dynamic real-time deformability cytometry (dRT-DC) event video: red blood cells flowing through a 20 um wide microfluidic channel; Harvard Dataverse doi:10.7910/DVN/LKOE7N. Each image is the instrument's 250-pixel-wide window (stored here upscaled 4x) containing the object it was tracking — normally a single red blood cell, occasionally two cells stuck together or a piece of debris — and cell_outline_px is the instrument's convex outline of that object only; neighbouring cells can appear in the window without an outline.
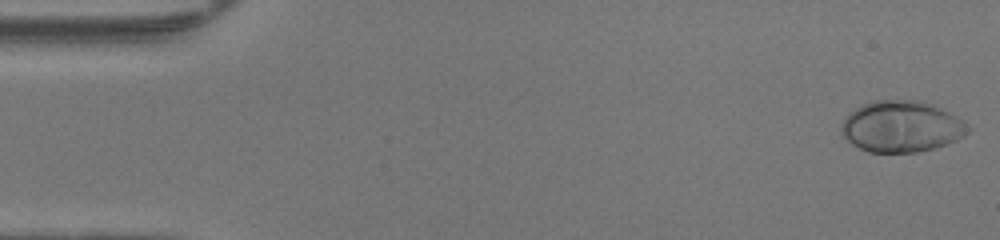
{"species": "human", "species_latin": "Homo sapiens", "temperature_condition": "warm", "stored_images_in_passage": 48, "camera_frame_rate_fps": 3000, "um_per_image_px": 0.085, "donor": {"sex": "female"}, "frame": {"image": 1, "passage_image": 1, "time_ms": 0.0, "image_size_px": [1000, 240], "cell_outline_px": [[972, 128], [964, 136], [948, 144], [920, 152], [868, 152], [852, 144], [840, 132], [840, 124], [848, 112], [872, 100], [924, 100], [964, 120]], "centroid_in_image_um": [76.63, 10.75], "position_along_channel_um": 8.4, "area_um2": 38.21}}
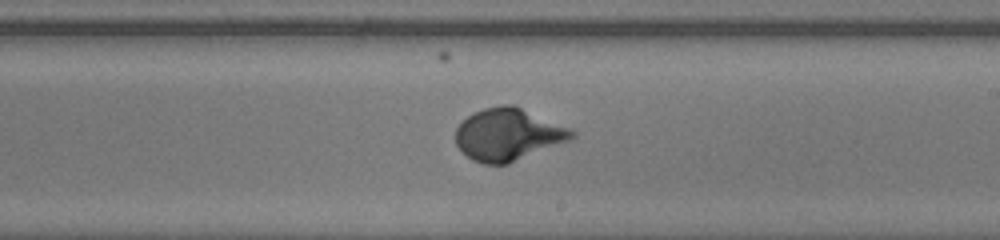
{"frame": {"image": 2, "passage_image": 28, "time_ms": 9.0, "image_size_px": [1000, 240], "cell_outline_px": [[576, 136], [568, 140], [508, 164], [484, 164], [472, 160], [456, 144], [456, 128], [468, 116], [484, 108], [500, 104], [512, 104], [572, 128], [576, 132]], "centroid_in_image_um": [43.2, 11.42], "position_along_channel_um": 245.8, "area_um2": 35.08}}
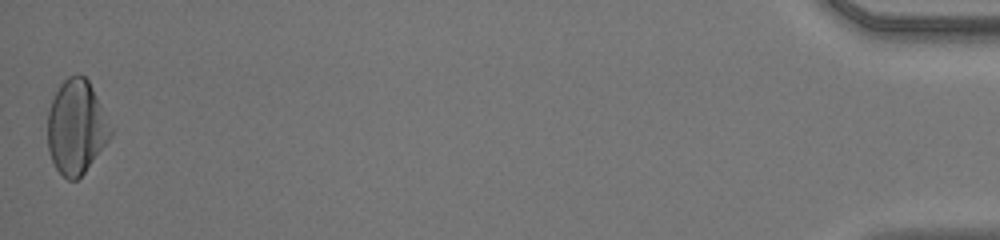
{"frame": {"image": 3, "passage_image": 48, "time_ms": 15.667, "image_size_px": [1000, 240], "cell_outline_px": [[112, 136], [84, 172], [76, 180], [68, 180], [56, 168], [52, 160], [48, 148], [48, 112], [52, 100], [60, 84], [68, 76], [76, 72], [80, 72], [88, 80], [112, 128]], "centroid_in_image_um": [6.48, 10.78], "position_along_channel_um": 428.7, "area_um2": 34.22}, "authors_computed_cell_mechanics": {"area_um2": 33.7841, "velocity_mm_per_s": 4.2685, "shape_relaxation_time_tau1_ms": 3.205, "shape_relaxation_time_tau2_ms": null, "deformation_change_tau1": 0.2215, "deformation_change_tau2": null}}